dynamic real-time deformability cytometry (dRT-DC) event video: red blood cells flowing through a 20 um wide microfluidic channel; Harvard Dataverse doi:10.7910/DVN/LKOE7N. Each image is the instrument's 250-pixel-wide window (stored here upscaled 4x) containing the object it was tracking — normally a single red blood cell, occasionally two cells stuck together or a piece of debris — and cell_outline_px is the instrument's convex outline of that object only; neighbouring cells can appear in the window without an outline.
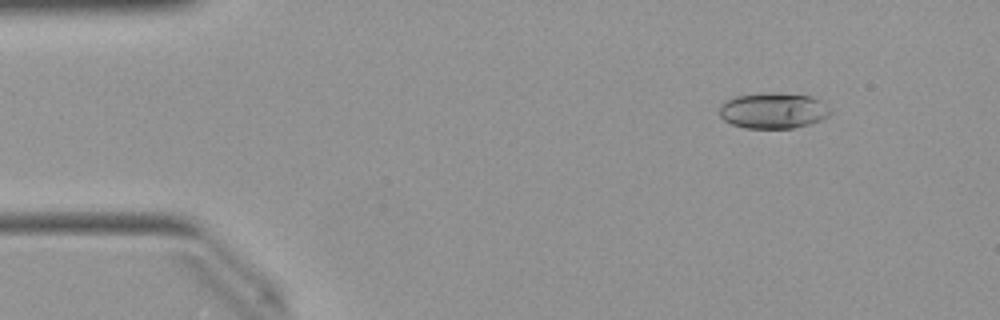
{"species": "Egyptian fruit bat (a non-hibernating species)", "species_latin": "Rousettus aegyptiacus", "temperature_condition": "warm", "stored_images_in_passage": 50, "camera_frame_rate_fps": 3000, "um_per_image_px": 0.085, "animal": {"sex": "female"}, "frame": {"image": 1, "passage_image": 6, "time_ms": 1.667, "image_size_px": [1000, 320], "cell_outline_px": [[832, 112], [828, 116], [820, 120], [808, 124], [792, 128], [744, 128], [732, 124], [724, 120], [720, 116], [720, 104], [736, 96], [812, 96], [820, 100]], "centroid_in_image_um": [65.72, 9.47], "position_along_channel_um": 19.3, "area_um2": 21.91}}
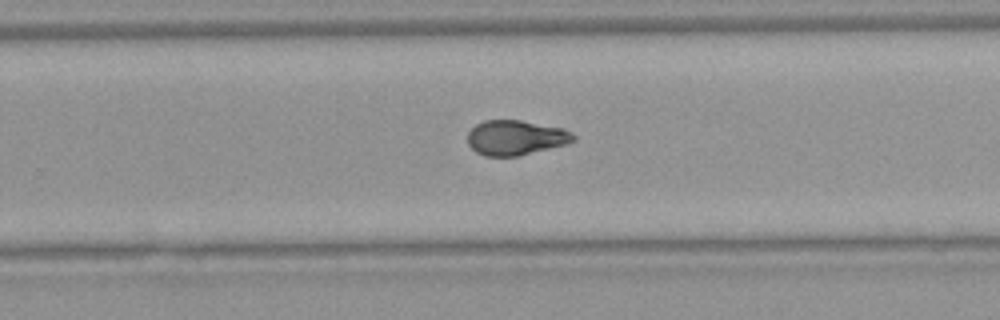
{"frame": {"image": 2, "passage_image": 32, "time_ms": 10.333, "image_size_px": [1000, 320], "cell_outline_px": [[576, 140], [568, 144], [520, 156], [484, 156], [476, 152], [468, 144], [468, 132], [476, 124], [484, 120], [520, 120], [564, 128], [572, 132], [576, 136]], "centroid_in_image_um": [43.87, 11.7], "position_along_channel_um": 285.9, "area_um2": 21.79}}
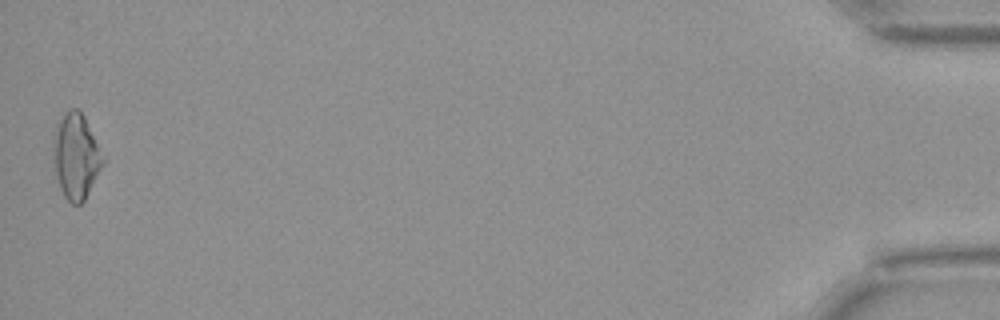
{"frame": {"image": 3, "passage_image": 50, "time_ms": 16.333, "image_size_px": [1000, 320], "cell_outline_px": [[104, 164], [84, 200], [80, 204], [72, 204], [64, 196], [60, 188], [56, 176], [52, 140], [52, 136], [56, 124], [64, 112], [72, 108], [76, 108], [84, 116], [104, 160]], "centroid_in_image_um": [6.42, 13.27], "position_along_channel_um": 428.8, "area_um2": 24.39}, "authors_computed_cell_mechanics": {"area_um2": 22.1085, "velocity_mm_per_s": 4.0405, "shape_relaxation_time_tau1_ms": 4.3343, "shape_relaxation_time_tau2_ms": 1.9054, "deformation_change_tau1": 0.1653, "deformation_change_tau2": 0.0587}}